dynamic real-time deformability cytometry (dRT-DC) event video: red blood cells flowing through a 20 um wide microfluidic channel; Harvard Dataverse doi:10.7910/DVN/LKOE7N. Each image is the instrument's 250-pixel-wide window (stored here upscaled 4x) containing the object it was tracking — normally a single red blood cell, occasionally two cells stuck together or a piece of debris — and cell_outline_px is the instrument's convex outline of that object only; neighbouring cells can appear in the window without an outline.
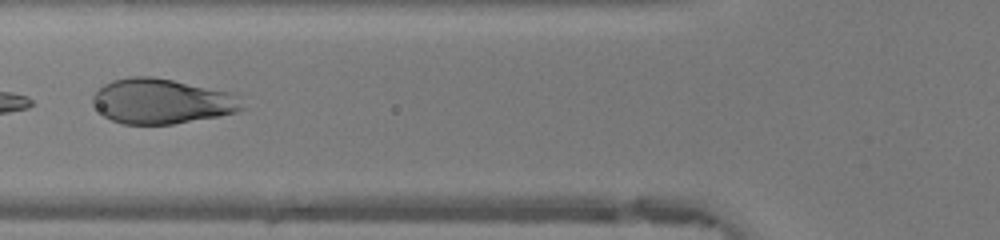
{"species": "human", "species_latin": "Homo sapiens", "temperature_condition": "warm", "stored_images_in_passage": 23, "camera_frame_rate_fps": 3000, "um_per_image_px": 0.085, "donor": {"sex": "female"}, "frame": {"image": 1, "passage_image": 17, "time_ms": 5.333, "image_size_px": [1000, 240], "cell_outline_px": [[244, 108], [236, 112], [220, 116], [172, 124], [124, 124], [112, 120], [104, 116], [92, 104], [92, 96], [104, 84], [112, 80], [128, 76], [152, 76], [232, 92], [240, 96]], "centroid_in_image_um": [13.76, 8.6], "position_along_channel_um": 112.0, "area_um2": 39.42}}
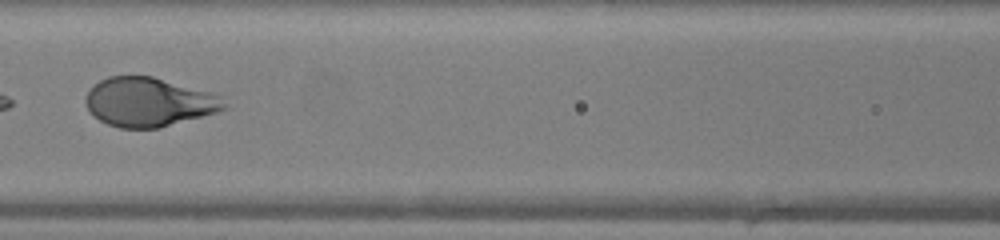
{"frame": {"image": 2, "passage_image": 20, "time_ms": 6.333, "image_size_px": [1000, 240], "cell_outline_px": [[228, 108], [216, 112], [160, 128], [120, 128], [108, 124], [100, 120], [84, 104], [84, 96], [100, 80], [108, 76], [152, 76], [212, 92], [224, 96]], "centroid_in_image_um": [12.69, 8.67], "position_along_channel_um": 153.9, "area_um2": 39.65}}